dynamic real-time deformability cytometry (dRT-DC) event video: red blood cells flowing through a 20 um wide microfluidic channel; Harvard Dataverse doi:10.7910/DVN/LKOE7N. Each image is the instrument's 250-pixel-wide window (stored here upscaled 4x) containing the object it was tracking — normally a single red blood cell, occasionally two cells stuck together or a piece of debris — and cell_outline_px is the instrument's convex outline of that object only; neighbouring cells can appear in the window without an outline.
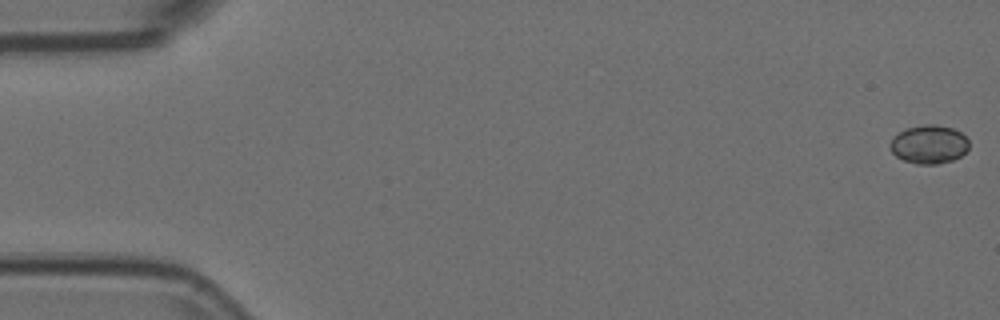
{"species": "Egyptian fruit bat (a non-hibernating species)", "species_latin": "Rousettus aegyptiacus", "temperature_condition": "room temperature", "stored_images_in_passage": 55, "camera_frame_rate_fps": 3000, "um_per_image_px": 0.085, "animal": {"sex": "female"}, "frame": {"image": 1, "passage_image": 1, "time_ms": 0.0, "image_size_px": [1000, 320], "cell_outline_px": [[968, 148], [960, 156], [952, 160], [936, 164], [916, 164], [904, 160], [896, 156], [892, 152], [888, 144], [892, 136], [904, 128], [924, 124], [936, 124], [952, 128], [960, 132], [968, 140]], "centroid_in_image_um": [78.91, 12.25], "position_along_channel_um": 6.1, "area_um2": 17.86}}
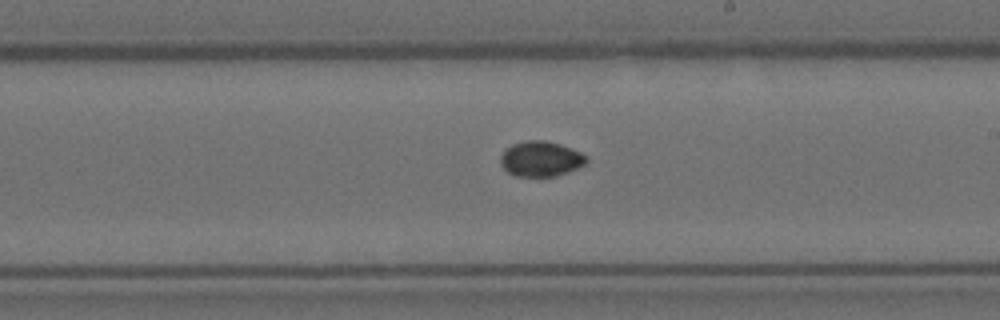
{"frame": {"image": 2, "passage_image": 32, "time_ms": 10.333, "image_size_px": [1000, 320], "cell_outline_px": [[588, 160], [584, 164], [568, 172], [556, 176], [516, 176], [508, 172], [500, 164], [500, 156], [512, 144], [524, 140], [544, 140], [560, 144], [580, 152]], "centroid_in_image_um": [45.94, 13.5], "position_along_channel_um": 243.1, "area_um2": 17.46}}
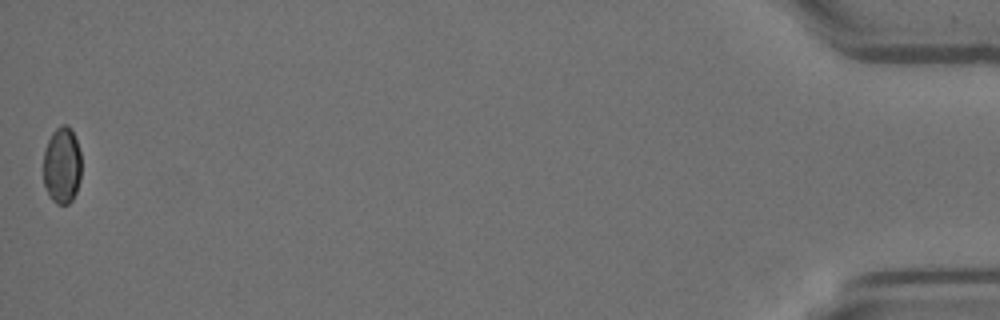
{"frame": {"image": 3, "passage_image": 55, "time_ms": 18.0, "image_size_px": [1000, 320], "cell_outline_px": [[80, 180], [76, 192], [72, 200], [68, 204], [56, 204], [52, 200], [44, 184], [44, 148], [52, 132], [60, 124], [68, 124], [72, 128], [80, 152]], "centroid_in_image_um": [5.27, 14.02], "position_along_channel_um": 429.9, "area_um2": 17.11}, "authors_computed_cell_mechanics": {"area_um2": 17.5712, "velocity_mm_per_s": 3.7268, "shape_relaxation_time_tau1_ms": null, "shape_relaxation_time_tau2_ms": 3.0664, "deformation_change_tau1": null, "deformation_change_tau2": 0.0256}}